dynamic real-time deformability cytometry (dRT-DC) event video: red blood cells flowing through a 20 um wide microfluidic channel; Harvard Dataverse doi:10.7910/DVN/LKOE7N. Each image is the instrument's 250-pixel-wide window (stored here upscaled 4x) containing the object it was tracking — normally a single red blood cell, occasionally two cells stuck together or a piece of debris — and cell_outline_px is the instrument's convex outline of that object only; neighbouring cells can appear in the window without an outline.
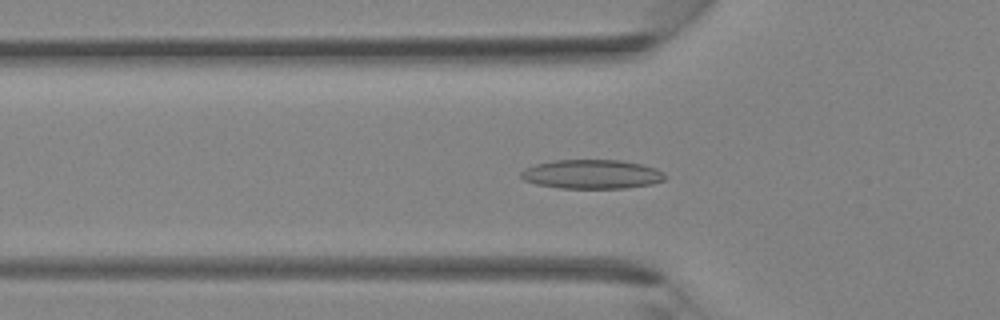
{"species": "Egyptian fruit bat (a non-hibernating species)", "species_latin": "Rousettus aegyptiacus", "temperature_condition": "room temperature", "stored_images_in_passage": 32, "camera_frame_rate_fps": 3000, "um_per_image_px": 0.085, "animal": {"sex": "female"}, "frame": {"image": 1, "passage_image": 11, "time_ms": 3.333, "image_size_px": [1000, 320], "cell_outline_px": [[668, 176], [664, 180], [652, 184], [624, 188], [560, 188], [536, 184], [524, 180], [520, 176], [520, 172], [524, 168], [536, 164], [552, 160], [620, 160], [644, 164], [656, 168], [664, 172]], "centroid_in_image_um": [50.33, 14.8], "position_along_channel_um": 75.5, "area_um2": 24.68}}
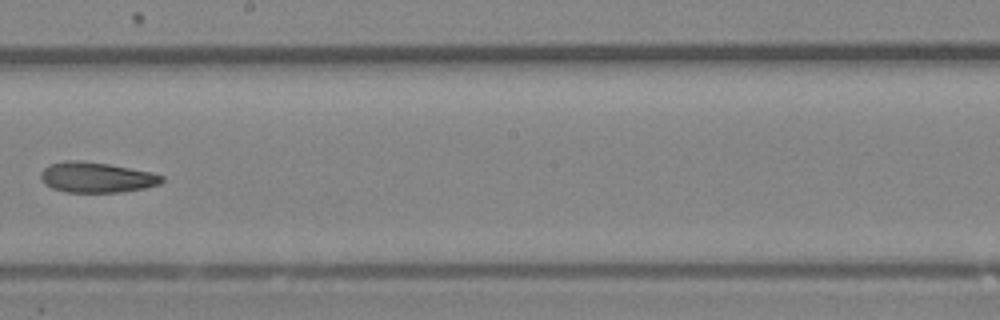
{"frame": {"image": 2, "passage_image": 20, "time_ms": 6.333, "image_size_px": [1000, 320], "cell_outline_px": [[164, 180], [160, 184], [144, 188], [120, 192], [64, 192], [52, 188], [44, 184], [40, 176], [40, 172], [44, 168], [52, 164], [68, 160], [76, 160], [108, 164], [152, 172], [164, 176]], "centroid_in_image_um": [8.21, 15.08], "position_along_channel_um": 240.0, "area_um2": 21.39}}
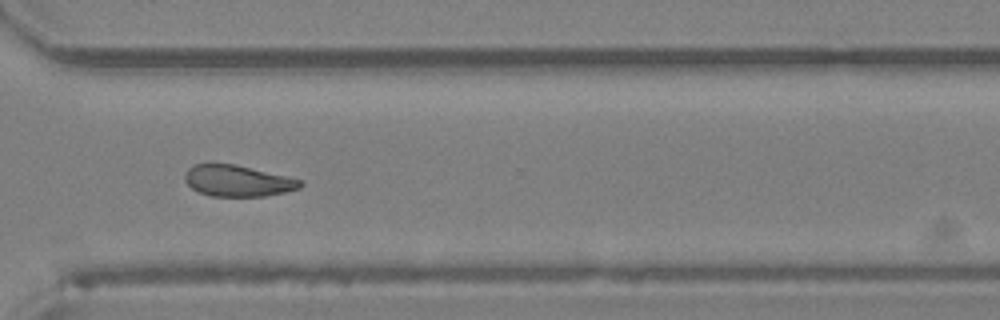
{"frame": {"image": 3, "passage_image": 26, "time_ms": 8.333, "image_size_px": [1000, 320], "cell_outline_px": [[304, 184], [300, 188], [284, 192], [264, 196], [212, 196], [200, 192], [192, 188], [184, 180], [184, 172], [192, 164], [212, 160], [236, 164], [304, 180]], "centroid_in_image_um": [20.15, 15.32], "position_along_channel_um": 350.4, "area_um2": 21.73}}